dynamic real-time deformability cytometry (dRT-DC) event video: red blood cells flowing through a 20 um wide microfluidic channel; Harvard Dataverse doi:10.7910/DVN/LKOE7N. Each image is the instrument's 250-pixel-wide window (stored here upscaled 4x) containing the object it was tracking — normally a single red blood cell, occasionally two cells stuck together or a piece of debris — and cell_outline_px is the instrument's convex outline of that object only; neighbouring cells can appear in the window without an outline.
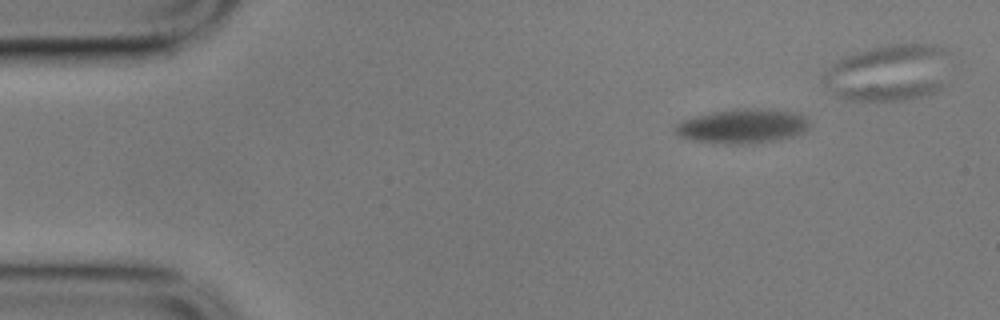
{"species": "common noctule bat (a hibernating species)", "species_latin": "Nyctalus noctula", "temperature_condition": "cold", "stored_images_in_passage": 53, "camera_frame_rate_fps": 3000, "um_per_image_px": 0.085, "animal": {"sex": "male", "body_mass_g": 17.9}, "frame": {"image": 1, "passage_image": 1, "time_ms": 0.0, "image_size_px": [1000, 320], "cell_outline_px": [[808, 128], [804, 132], [792, 136], [752, 144], [724, 144], [692, 140], [676, 136], [676, 124], [684, 120], [696, 116], [712, 112], [748, 108], [756, 108], [796, 112], [804, 116], [808, 120]], "centroid_in_image_um": [63.11, 10.73], "position_along_channel_um": 21.9, "area_um2": 26.65}}
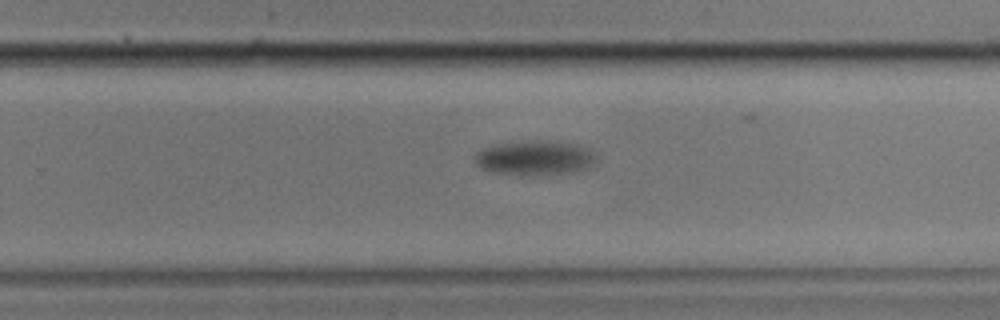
{"frame": {"image": 2, "passage_image": 34, "time_ms": 11.0, "image_size_px": [1000, 320], "cell_outline_px": [[596, 164], [580, 172], [544, 176], [520, 176], [496, 172], [480, 168], [476, 164], [476, 152], [480, 148], [496, 144], [536, 140], [552, 140], [576, 144], [588, 148], [596, 152]], "centroid_in_image_um": [45.54, 13.44], "position_along_channel_um": 284.3, "area_um2": 25.43}}
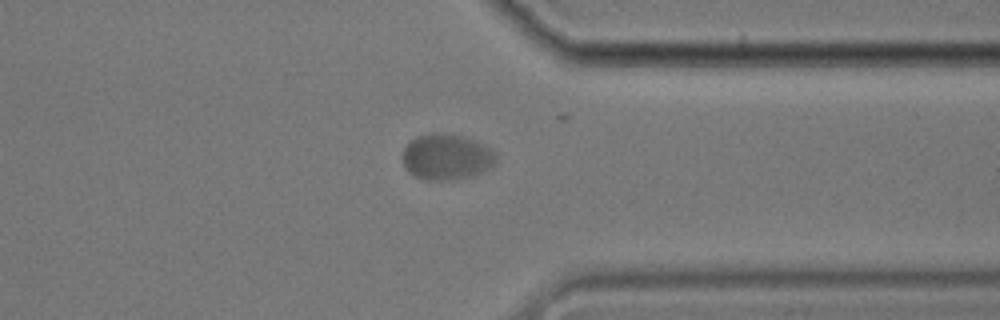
{"frame": {"image": 3, "passage_image": 43, "time_ms": 14.0, "image_size_px": [1000, 320], "cell_outline_px": [[496, 164], [492, 168], [472, 176], [456, 180], [428, 180], [412, 176], [404, 168], [404, 148], [416, 136], [436, 132], [440, 132], [460, 136], [476, 140], [492, 148], [496, 156]], "centroid_in_image_um": [37.99, 13.35], "position_along_channel_um": 373.4, "area_um2": 25.32}}